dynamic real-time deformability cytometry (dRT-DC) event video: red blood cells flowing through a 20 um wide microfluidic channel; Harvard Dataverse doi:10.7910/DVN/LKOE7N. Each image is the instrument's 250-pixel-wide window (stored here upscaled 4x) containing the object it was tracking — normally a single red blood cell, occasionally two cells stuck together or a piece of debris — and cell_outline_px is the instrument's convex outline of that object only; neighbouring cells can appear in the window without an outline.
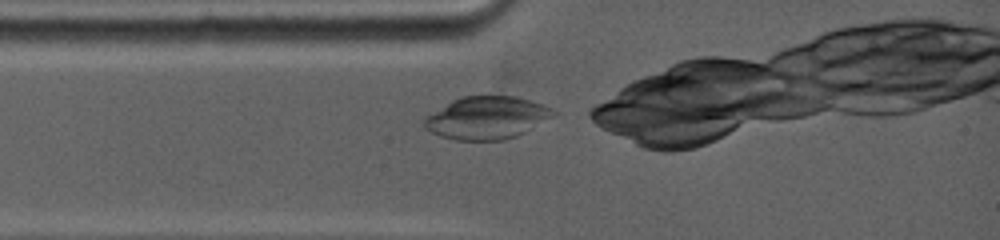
{"species": "common noctule bat (a hibernating species)", "species_latin": "Nyctalus noctula", "temperature_condition": "warm", "stored_images_in_passage": 32, "camera_frame_rate_fps": 5000, "um_per_image_px": 0.085, "animal": {"sex": "female", "body_mass_g": 19.0, "forearm_length_mm": 53.3}, "frame": {"image": 1, "passage_image": 1, "time_ms": 0.0, "image_size_px": [1000, 240], "cell_outline_px": [[560, 112], [524, 132], [516, 136], [504, 140], [456, 140], [440, 136], [424, 128], [424, 116], [452, 100], [464, 96], [516, 96], [552, 108]], "centroid_in_image_um": [41.35, 10.01], "position_along_channel_um": 43.7, "area_um2": 31.91}}
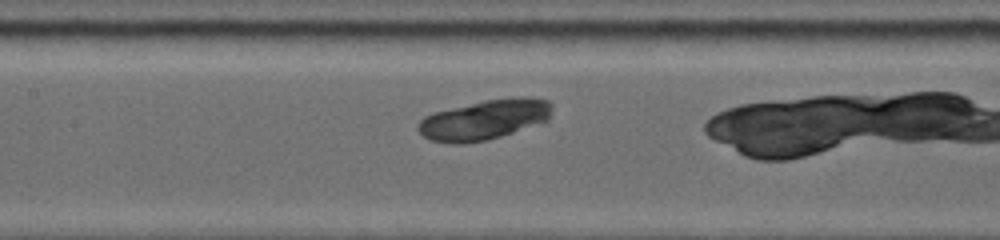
{"frame": {"image": 2, "passage_image": 9, "time_ms": 3.2, "image_size_px": [1000, 240], "cell_outline_px": [[552, 108], [548, 120], [488, 140], [460, 144], [452, 144], [428, 140], [416, 128], [416, 124], [424, 116], [436, 112], [484, 100], [520, 96], [532, 96], [548, 100], [552, 104]], "centroid_in_image_um": [41.16, 10.17], "position_along_channel_um": 166.2, "area_um2": 31.27}}
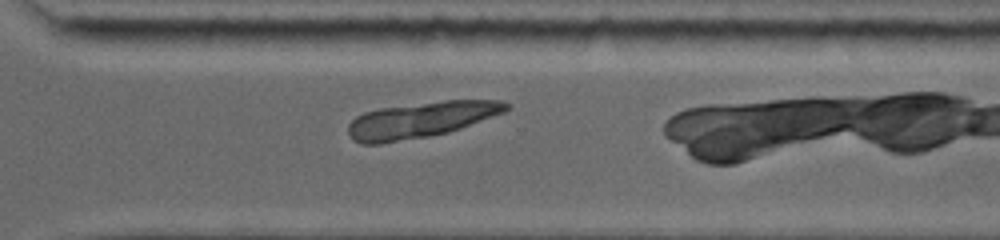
{"frame": {"image": 3, "passage_image": 23, "time_ms": 7.6, "image_size_px": [1000, 240], "cell_outline_px": [[512, 108], [504, 112], [460, 128], [448, 132], [428, 136], [380, 144], [360, 144], [352, 140], [348, 136], [348, 124], [356, 116], [364, 112], [380, 108], [444, 100], [500, 100], [508, 104]], "centroid_in_image_um": [35.73, 10.19], "position_along_channel_um": 334.9, "area_um2": 32.95}}